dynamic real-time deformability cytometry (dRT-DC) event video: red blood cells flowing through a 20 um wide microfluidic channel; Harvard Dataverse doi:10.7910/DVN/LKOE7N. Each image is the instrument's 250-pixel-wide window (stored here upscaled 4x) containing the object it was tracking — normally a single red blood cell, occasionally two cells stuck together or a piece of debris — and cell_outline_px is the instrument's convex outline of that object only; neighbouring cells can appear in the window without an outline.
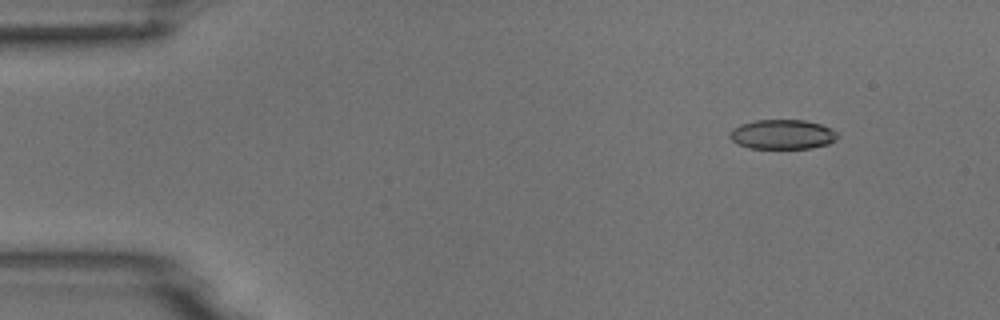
{"species": "common noctule bat (a hibernating species)", "species_latin": "Nyctalus noctula", "temperature_condition": "room temperature", "stored_images_in_passage": 4, "camera_frame_rate_fps": 3000, "um_per_image_px": 0.085, "animal": {"sex": "male", "body_mass_g": 18.8}, "frame": {"image": 1, "passage_image": 2, "time_ms": 1.333, "image_size_px": [1000, 320], "cell_outline_px": [[840, 136], [836, 140], [828, 144], [812, 148], [748, 148], [732, 140], [728, 136], [732, 128], [740, 124], [756, 120], [804, 120], [820, 124], [832, 128]], "centroid_in_image_um": [66.52, 11.42], "position_along_channel_um": 18.5, "area_um2": 18.67}}
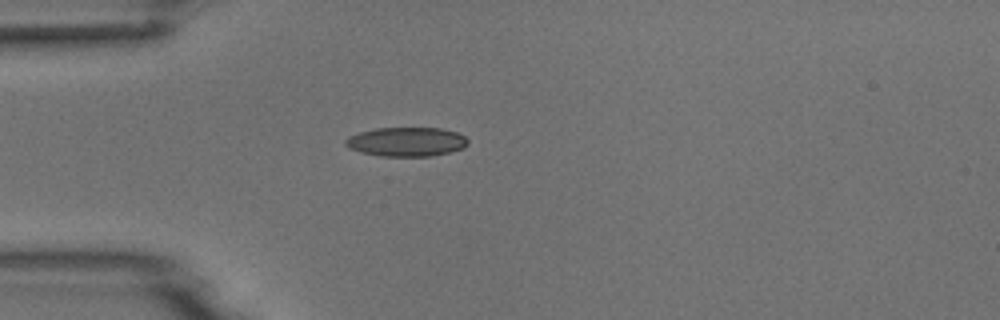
{"frame": {"image": 2, "passage_image": 4, "time_ms": 4.333, "image_size_px": [1000, 320], "cell_outline_px": [[468, 144], [464, 148], [432, 156], [380, 156], [360, 152], [344, 144], [344, 140], [348, 136], [360, 132], [376, 128], [440, 128], [456, 132], [464, 136], [468, 140]], "centroid_in_image_um": [34.55, 12.05], "position_along_channel_um": 50.5, "area_um2": 20.75}}